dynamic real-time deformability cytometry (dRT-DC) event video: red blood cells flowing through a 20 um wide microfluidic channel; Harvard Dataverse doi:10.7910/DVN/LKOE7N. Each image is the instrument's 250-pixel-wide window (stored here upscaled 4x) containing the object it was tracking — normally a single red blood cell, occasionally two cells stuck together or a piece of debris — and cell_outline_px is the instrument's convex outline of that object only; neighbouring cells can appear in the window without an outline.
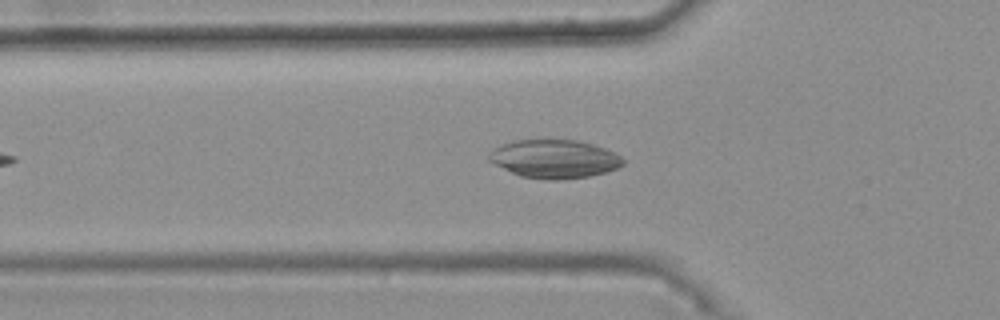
{"species": "common noctule bat (a hibernating species)", "species_latin": "Nyctalus noctula", "temperature_condition": "warm", "stored_images_in_passage": 34, "camera_frame_rate_fps": 3000, "um_per_image_px": 0.085, "animal": {"sex": "female", "body_mass_g": 25.1}, "frame": {"image": 1, "passage_image": 10, "time_ms": 3.0, "image_size_px": [1000, 320], "cell_outline_px": [[624, 164], [608, 172], [588, 176], [556, 180], [548, 180], [520, 176], [488, 160], [488, 152], [512, 140], [576, 140], [592, 144], [604, 148], [620, 156], [624, 160]], "centroid_in_image_um": [47.13, 13.51], "position_along_channel_um": 78.7, "area_um2": 29.71}}
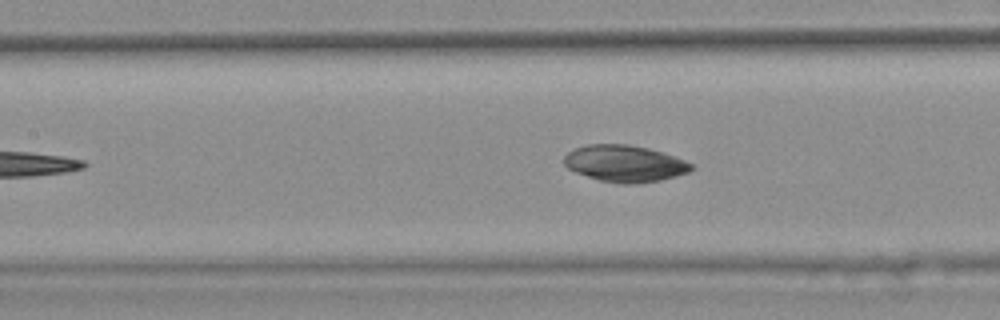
{"frame": {"image": 2, "passage_image": 16, "time_ms": 5.0, "image_size_px": [1000, 320], "cell_outline_px": [[696, 168], [688, 172], [676, 176], [660, 180], [632, 184], [620, 184], [600, 180], [576, 172], [568, 168], [564, 164], [564, 156], [568, 152], [576, 148], [588, 144], [628, 144], [648, 148], [696, 164]], "centroid_in_image_um": [53.12, 13.9], "position_along_channel_um": 154.3, "area_um2": 27.11}}
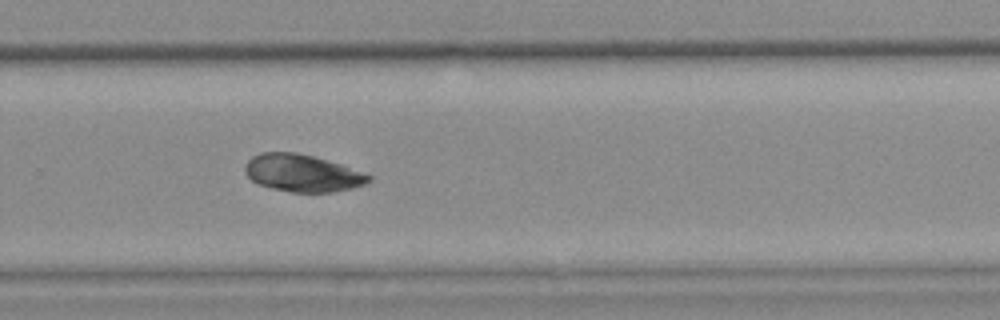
{"frame": {"image": 3, "passage_image": 28, "time_ms": 9.0, "image_size_px": [1000, 320], "cell_outline_px": [[372, 180], [364, 184], [352, 188], [332, 192], [292, 192], [272, 188], [256, 184], [244, 172], [244, 164], [252, 156], [260, 152], [296, 152], [312, 156], [340, 164], [364, 172], [372, 176]], "centroid_in_image_um": [25.67, 14.71], "position_along_channel_um": 304.1, "area_um2": 26.93}}